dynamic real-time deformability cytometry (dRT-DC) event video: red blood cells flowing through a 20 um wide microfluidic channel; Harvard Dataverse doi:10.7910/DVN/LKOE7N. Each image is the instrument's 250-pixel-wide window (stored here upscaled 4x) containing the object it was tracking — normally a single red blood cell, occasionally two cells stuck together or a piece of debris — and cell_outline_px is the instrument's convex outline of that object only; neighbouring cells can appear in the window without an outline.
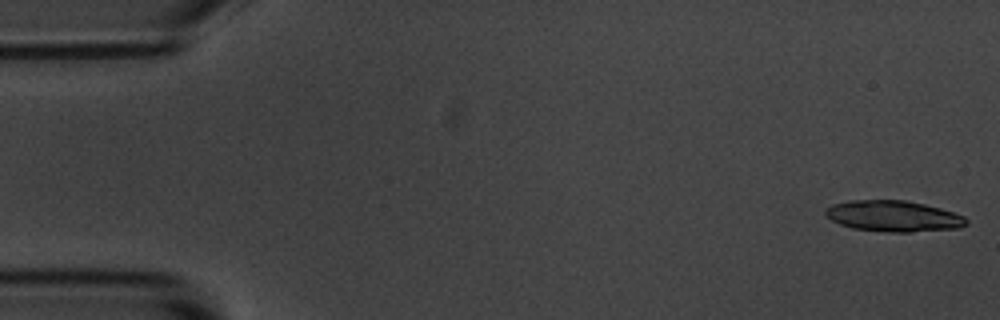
{"species": "common noctule bat (a hibernating species)", "species_latin": "Nyctalus noctula", "temperature_condition": "room temperature", "stored_images_in_passage": 5, "camera_frame_rate_fps": 3000, "um_per_image_px": 0.085, "animal": {"sex": "male", "body_mass_g": 20.1, "forearm_length_mm": 53.5}, "frame": {"image": 1, "passage_image": 1, "time_ms": 0.0, "image_size_px": [1000, 320], "cell_outline_px": [[968, 224], [960, 228], [912, 232], [892, 232], [852, 228], [840, 224], [832, 220], [824, 212], [824, 208], [832, 204], [852, 200], [904, 200], [924, 204], [940, 208], [964, 216], [968, 220]], "centroid_in_image_um": [75.95, 18.37], "position_along_channel_um": 9.0, "area_um2": 25.43}}